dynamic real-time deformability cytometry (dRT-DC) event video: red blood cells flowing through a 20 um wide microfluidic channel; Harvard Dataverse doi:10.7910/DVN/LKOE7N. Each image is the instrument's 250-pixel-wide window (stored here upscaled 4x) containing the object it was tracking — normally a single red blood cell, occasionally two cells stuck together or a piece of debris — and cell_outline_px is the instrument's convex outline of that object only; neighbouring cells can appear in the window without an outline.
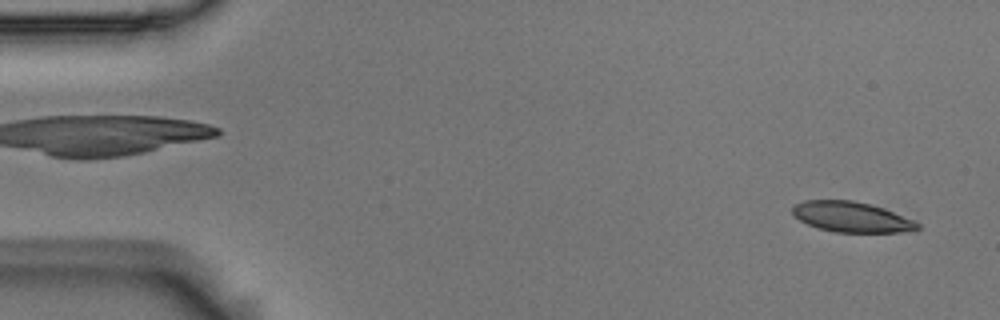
{"species": "Egyptian fruit bat (a non-hibernating species)", "species_latin": "Rousettus aegyptiacus", "temperature_condition": "room temperature", "stored_images_in_passage": 53, "camera_frame_rate_fps": 3000, "um_per_image_px": 0.085, "animal": {"sex": "male"}, "frame": {"image": 1, "passage_image": 2, "time_ms": 0.333, "image_size_px": [1000, 320], "cell_outline_px": [[920, 228], [900, 232], [836, 232], [820, 228], [808, 224], [792, 216], [792, 208], [796, 204], [804, 200], [852, 200], [884, 208], [912, 220], [920, 224]], "centroid_in_image_um": [72.34, 18.43], "position_along_channel_um": 12.7, "area_um2": 21.85}}
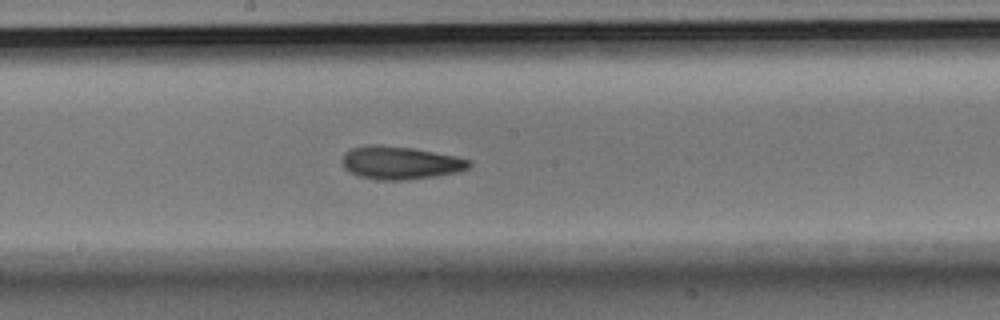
{"frame": {"image": 2, "passage_image": 28, "time_ms": 9.0, "image_size_px": [1000, 320], "cell_outline_px": [[472, 164], [468, 168], [460, 172], [436, 176], [404, 180], [376, 180], [360, 176], [344, 168], [340, 160], [344, 152], [348, 148], [368, 144], [376, 144], [412, 148], [456, 156], [472, 160]], "centroid_in_image_um": [34.0, 13.83], "position_along_channel_um": 214.2, "area_um2": 24.74}}
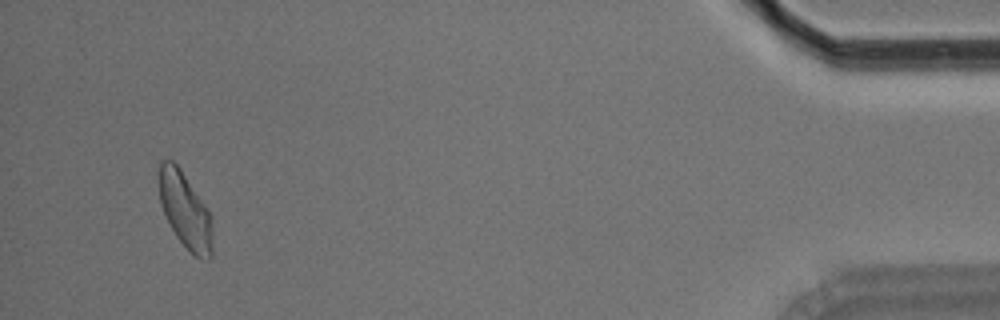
{"frame": {"image": 3, "passage_image": 51, "time_ms": 16.667, "image_size_px": [1000, 320], "cell_outline_px": [[212, 256], [208, 260], [200, 260], [192, 256], [176, 236], [160, 204], [160, 160], [172, 160], [180, 168], [208, 208], [212, 216]], "centroid_in_image_um": [15.79, 17.95], "position_along_channel_um": 419.4, "area_um2": 23.76}, "authors_computed_cell_mechanics": {"area_um2": 23.698, "velocity_mm_per_s": 3.6573, "shape_relaxation_time_tau1_ms": 4.359, "shape_relaxation_time_tau2_ms": 4.304, "deformation_change_tau1": 0.1176, "deformation_change_tau2": 0.1044}}